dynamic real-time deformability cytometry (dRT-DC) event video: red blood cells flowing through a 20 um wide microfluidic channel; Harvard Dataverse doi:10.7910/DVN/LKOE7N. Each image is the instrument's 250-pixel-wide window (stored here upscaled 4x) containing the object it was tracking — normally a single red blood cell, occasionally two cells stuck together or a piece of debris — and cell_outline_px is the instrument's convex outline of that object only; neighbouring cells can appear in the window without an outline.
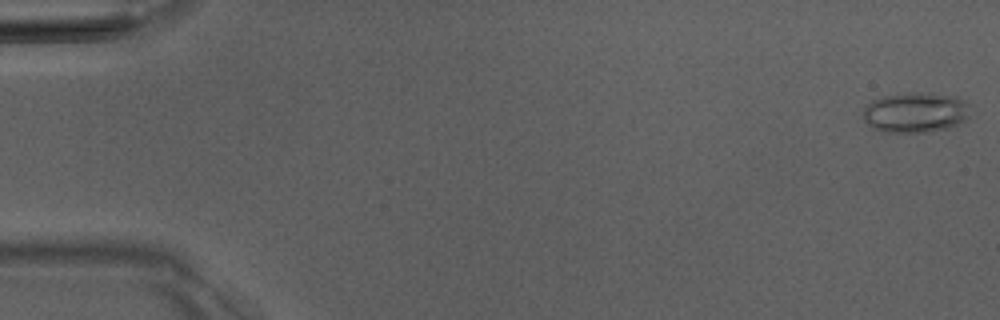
{"species": "Egyptian fruit bat (a non-hibernating species)", "species_latin": "Rousettus aegyptiacus", "temperature_condition": "room temperature", "stored_images_in_passage": 5, "camera_frame_rate_fps": 3000, "um_per_image_px": 0.085, "animal": {"sex": "male"}, "frame": {"image": 1, "passage_image": 1, "time_ms": 0.0, "image_size_px": [1000, 320], "cell_outline_px": [[968, 120], [960, 124], [948, 128], [928, 132], [880, 132], [872, 128], [864, 120], [864, 108], [872, 100], [880, 96], [896, 92], [932, 92], [956, 96], [964, 100], [968, 104]], "centroid_in_image_um": [77.81, 9.53], "position_along_channel_um": 7.2, "area_um2": 25.84}}
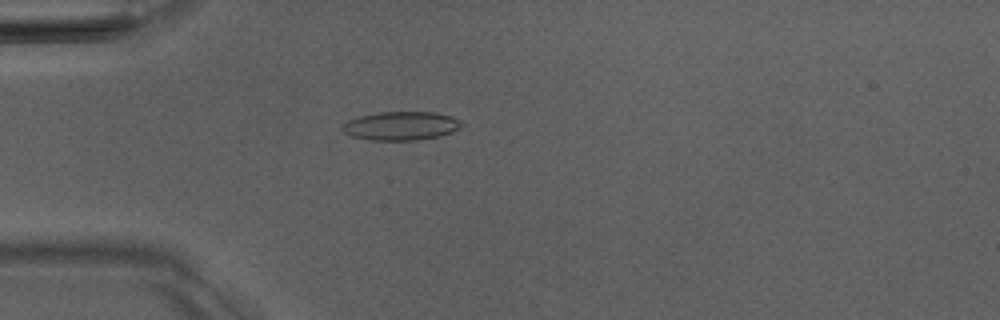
{"frame": {"image": 2, "passage_image": 5, "time_ms": 4.667, "image_size_px": [1000, 320], "cell_outline_px": [[464, 124], [460, 128], [452, 132], [440, 136], [416, 140], [372, 140], [352, 136], [344, 132], [340, 128], [348, 120], [360, 116], [376, 112], [432, 112], [452, 116], [460, 120]], "centroid_in_image_um": [34.11, 10.69], "position_along_channel_um": 50.9, "area_um2": 19.94}}